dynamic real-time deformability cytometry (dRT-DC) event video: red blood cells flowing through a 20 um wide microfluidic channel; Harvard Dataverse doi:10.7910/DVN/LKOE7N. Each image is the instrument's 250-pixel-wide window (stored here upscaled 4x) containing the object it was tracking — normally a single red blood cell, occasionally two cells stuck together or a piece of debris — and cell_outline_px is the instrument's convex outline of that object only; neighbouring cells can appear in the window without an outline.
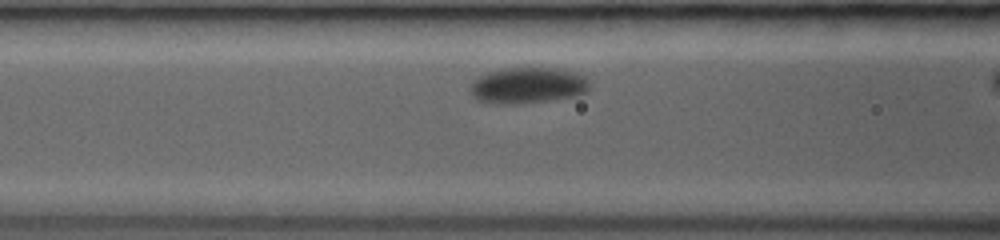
{"species": "common noctule bat (a hibernating species)", "species_latin": "Nyctalus noctula", "temperature_condition": "room temperature", "stored_images_in_passage": 12, "camera_frame_rate_fps": 3000, "um_per_image_px": 0.085, "animal": {"sex": "female", "body_mass_g": 19.0, "forearm_length_mm": 53.3}, "frame": {"image": 1, "passage_image": 7, "time_ms": 2.333, "image_size_px": [1000, 240], "cell_outline_px": [[592, 88], [588, 92], [576, 96], [520, 104], [496, 104], [476, 100], [472, 96], [472, 80], [484, 72], [508, 68], [552, 68], [572, 72], [584, 76], [588, 80]], "centroid_in_image_um": [44.86, 7.27], "position_along_channel_um": 121.7, "area_um2": 25.26}}
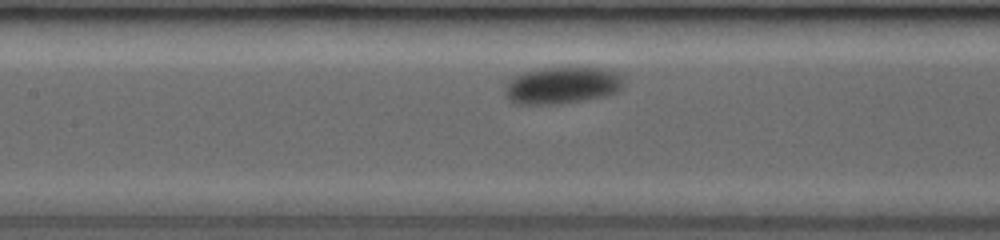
{"frame": {"image": 2, "passage_image": 10, "time_ms": 3.333, "image_size_px": [1000, 240], "cell_outline_px": [[624, 88], [608, 96], [560, 104], [516, 104], [508, 100], [504, 96], [504, 88], [508, 80], [512, 76], [524, 72], [544, 68], [600, 68], [620, 72], [624, 80]], "centroid_in_image_um": [47.79, 7.27], "position_along_channel_um": 159.6, "area_um2": 26.07}}